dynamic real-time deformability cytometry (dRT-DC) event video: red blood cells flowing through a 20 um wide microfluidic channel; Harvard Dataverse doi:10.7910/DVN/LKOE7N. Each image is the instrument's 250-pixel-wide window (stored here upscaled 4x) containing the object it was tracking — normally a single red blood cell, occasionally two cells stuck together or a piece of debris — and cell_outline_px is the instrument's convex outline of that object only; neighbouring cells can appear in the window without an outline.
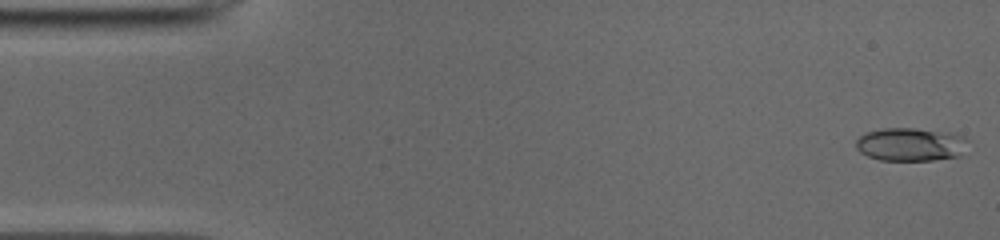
{"species": "common noctule bat (a hibernating species)", "species_latin": "Nyctalus noctula", "temperature_condition": "cold", "stored_images_in_passage": 50, "camera_frame_rate_fps": 3000, "um_per_image_px": 0.085, "animal": {"sex": "male", "body_mass_g": 19.0, "forearm_length_mm": 50.8}, "frame": {"image": 1, "passage_image": 1, "time_ms": 0.0, "image_size_px": [1000, 240], "cell_outline_px": [[968, 140], [964, 156], [932, 160], [880, 160], [868, 156], [860, 152], [856, 148], [856, 140], [864, 132], [884, 128], [912, 128], [956, 132], [964, 136]], "centroid_in_image_um": [77.47, 12.26], "position_along_channel_um": 7.5, "area_um2": 22.25}}
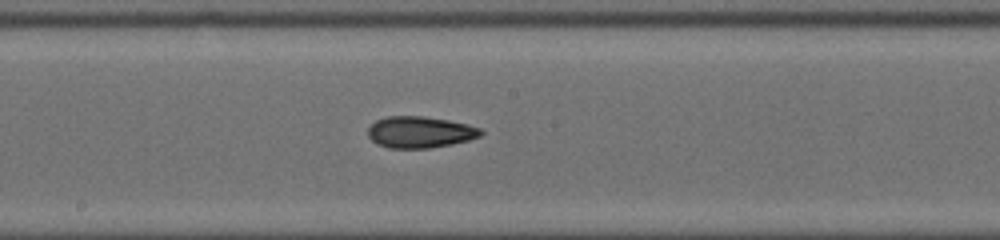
{"frame": {"image": 2, "passage_image": 26, "time_ms": 8.333, "image_size_px": [1000, 240], "cell_outline_px": [[484, 132], [480, 136], [468, 140], [452, 144], [428, 148], [388, 148], [372, 140], [368, 136], [368, 128], [376, 120], [388, 116], [424, 116], [448, 120], [468, 124], [480, 128]], "centroid_in_image_um": [35.71, 11.22], "position_along_channel_um": 212.5, "area_um2": 20.63}}
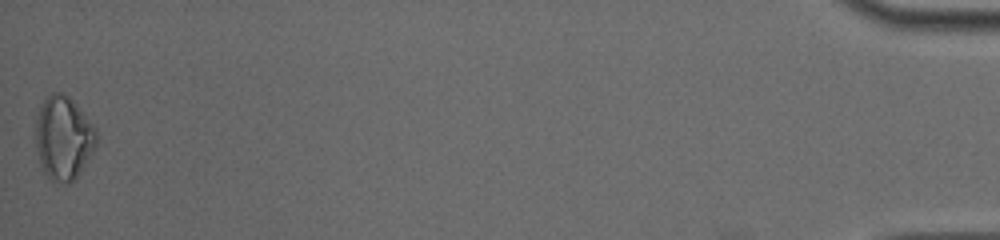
{"frame": {"image": 3, "passage_image": 50, "time_ms": 16.333, "image_size_px": [1000, 240], "cell_outline_px": [[96, 144], [92, 152], [76, 176], [68, 184], [52, 180], [44, 172], [40, 164], [36, 148], [36, 116], [40, 104], [52, 92], [64, 92], [80, 108], [96, 128]], "centroid_in_image_um": [5.37, 11.68], "position_along_channel_um": 429.8, "area_um2": 29.36}, "authors_computed_cell_mechanics": {"area_um2": 20.6635, "velocity_mm_per_s": 3.9579, "shape_relaxation_time_tau1_ms": 3.9143, "shape_relaxation_time_tau2_ms": 3.2479, "deformation_change_tau1": 0.1516, "deformation_change_tau2": 0.108}}